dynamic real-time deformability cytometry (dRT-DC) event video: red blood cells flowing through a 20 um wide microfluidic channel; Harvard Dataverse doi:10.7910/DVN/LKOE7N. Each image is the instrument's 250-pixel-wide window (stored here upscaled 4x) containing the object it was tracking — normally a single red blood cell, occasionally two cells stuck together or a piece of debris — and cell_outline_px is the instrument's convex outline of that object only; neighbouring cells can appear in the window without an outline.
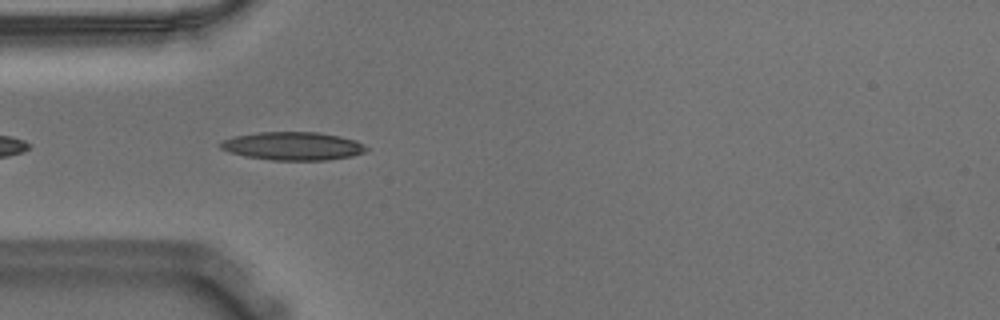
{"species": "Egyptian fruit bat (a non-hibernating species)", "species_latin": "Rousettus aegyptiacus", "temperature_condition": "warm", "stored_images_in_passage": 9, "camera_frame_rate_fps": 3000, "um_per_image_px": 0.085, "animal": {"sex": "male"}, "frame": {"image": 1, "passage_image": 3, "time_ms": 0.667, "image_size_px": [1000, 320], "cell_outline_px": [[368, 148], [364, 152], [352, 156], [328, 160], [272, 160], [244, 156], [220, 148], [216, 144], [232, 136], [260, 132], [316, 132], [340, 136], [356, 140], [364, 144]], "centroid_in_image_um": [24.89, 12.41], "position_along_channel_um": 60.1, "area_um2": 24.04}}
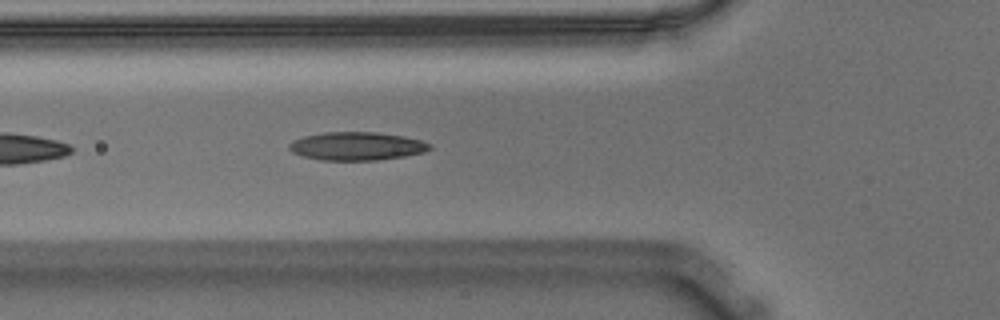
{"frame": {"image": 2, "passage_image": 6, "time_ms": 1.667, "image_size_px": [1000, 320], "cell_outline_px": [[432, 148], [424, 152], [404, 156], [380, 160], [320, 160], [304, 156], [292, 152], [288, 148], [288, 144], [292, 140], [304, 136], [324, 132], [376, 132], [404, 136], [420, 140], [432, 144]], "centroid_in_image_um": [30.32, 12.42], "position_along_channel_um": 95.5, "area_um2": 23.24}}